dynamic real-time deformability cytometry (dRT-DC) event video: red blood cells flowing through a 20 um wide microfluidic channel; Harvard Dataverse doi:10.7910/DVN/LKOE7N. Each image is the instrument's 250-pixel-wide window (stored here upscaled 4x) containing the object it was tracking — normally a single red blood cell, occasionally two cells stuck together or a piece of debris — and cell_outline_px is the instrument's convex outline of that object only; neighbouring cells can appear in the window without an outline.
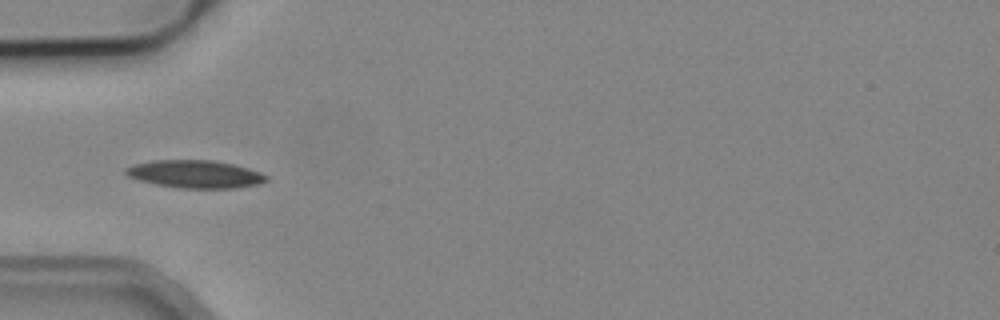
{"species": "common noctule bat (a hibernating species)", "species_latin": "Nyctalus noctula", "temperature_condition": "cold", "stored_images_in_passage": 7, "camera_frame_rate_fps": 3000, "um_per_image_px": 0.085, "animal": {"sex": "male", "body_mass_g": 19.2, "forearm_length_mm": 51.8}, "frame": {"image": 1, "passage_image": 5, "time_ms": 5.667, "image_size_px": [1000, 320], "cell_outline_px": [[268, 180], [260, 184], [232, 188], [180, 188], [156, 184], [140, 180], [128, 176], [124, 172], [124, 168], [136, 164], [152, 160], [212, 160], [232, 164], [248, 168], [260, 172], [268, 176]], "centroid_in_image_um": [16.6, 14.8], "position_along_channel_um": 68.4, "area_um2": 22.66}}